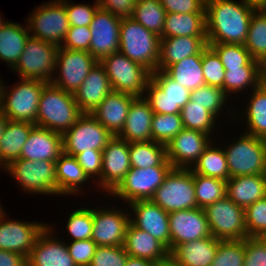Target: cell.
Listing matches in <instances>:
<instances>
[{
	"mask_svg": "<svg viewBox=\"0 0 266 266\" xmlns=\"http://www.w3.org/2000/svg\"><path fill=\"white\" fill-rule=\"evenodd\" d=\"M257 9L247 0H205L207 43L244 45Z\"/></svg>",
	"mask_w": 266,
	"mask_h": 266,
	"instance_id": "6da1fadb",
	"label": "cell"
},
{
	"mask_svg": "<svg viewBox=\"0 0 266 266\" xmlns=\"http://www.w3.org/2000/svg\"><path fill=\"white\" fill-rule=\"evenodd\" d=\"M82 115L73 94L52 83H47L43 87L38 103L36 126L63 135Z\"/></svg>",
	"mask_w": 266,
	"mask_h": 266,
	"instance_id": "7a4b0ae2",
	"label": "cell"
},
{
	"mask_svg": "<svg viewBox=\"0 0 266 266\" xmlns=\"http://www.w3.org/2000/svg\"><path fill=\"white\" fill-rule=\"evenodd\" d=\"M119 52L131 61L158 70L161 37L149 31L133 18H122L120 24Z\"/></svg>",
	"mask_w": 266,
	"mask_h": 266,
	"instance_id": "3957f363",
	"label": "cell"
},
{
	"mask_svg": "<svg viewBox=\"0 0 266 266\" xmlns=\"http://www.w3.org/2000/svg\"><path fill=\"white\" fill-rule=\"evenodd\" d=\"M7 91L4 81L1 87L0 110L9 120L24 121L36 125L38 103L43 87L47 84L39 80L19 79Z\"/></svg>",
	"mask_w": 266,
	"mask_h": 266,
	"instance_id": "277c9868",
	"label": "cell"
},
{
	"mask_svg": "<svg viewBox=\"0 0 266 266\" xmlns=\"http://www.w3.org/2000/svg\"><path fill=\"white\" fill-rule=\"evenodd\" d=\"M99 62L107 72L113 91L135 97L144 96L147 83L151 79V72L147 68L120 52L107 55Z\"/></svg>",
	"mask_w": 266,
	"mask_h": 266,
	"instance_id": "5b68a950",
	"label": "cell"
},
{
	"mask_svg": "<svg viewBox=\"0 0 266 266\" xmlns=\"http://www.w3.org/2000/svg\"><path fill=\"white\" fill-rule=\"evenodd\" d=\"M58 45L29 37L22 55L11 69L18 72L20 79L39 80L51 83L56 69Z\"/></svg>",
	"mask_w": 266,
	"mask_h": 266,
	"instance_id": "8992f818",
	"label": "cell"
},
{
	"mask_svg": "<svg viewBox=\"0 0 266 266\" xmlns=\"http://www.w3.org/2000/svg\"><path fill=\"white\" fill-rule=\"evenodd\" d=\"M223 149L229 178L266 174L265 146L262 138L244 133Z\"/></svg>",
	"mask_w": 266,
	"mask_h": 266,
	"instance_id": "52a82bcc",
	"label": "cell"
},
{
	"mask_svg": "<svg viewBox=\"0 0 266 266\" xmlns=\"http://www.w3.org/2000/svg\"><path fill=\"white\" fill-rule=\"evenodd\" d=\"M150 200L168 213L197 208L193 171L172 168Z\"/></svg>",
	"mask_w": 266,
	"mask_h": 266,
	"instance_id": "ba28073f",
	"label": "cell"
},
{
	"mask_svg": "<svg viewBox=\"0 0 266 266\" xmlns=\"http://www.w3.org/2000/svg\"><path fill=\"white\" fill-rule=\"evenodd\" d=\"M4 171H8L21 189L29 194L58 195L56 162L18 159L5 167Z\"/></svg>",
	"mask_w": 266,
	"mask_h": 266,
	"instance_id": "9c48e42d",
	"label": "cell"
},
{
	"mask_svg": "<svg viewBox=\"0 0 266 266\" xmlns=\"http://www.w3.org/2000/svg\"><path fill=\"white\" fill-rule=\"evenodd\" d=\"M190 92L164 71L156 70L151 73L144 98L154 113L180 114L183 106L190 100Z\"/></svg>",
	"mask_w": 266,
	"mask_h": 266,
	"instance_id": "30bf717a",
	"label": "cell"
},
{
	"mask_svg": "<svg viewBox=\"0 0 266 266\" xmlns=\"http://www.w3.org/2000/svg\"><path fill=\"white\" fill-rule=\"evenodd\" d=\"M33 11L26 20L31 37L60 46L70 27L64 0L44 3Z\"/></svg>",
	"mask_w": 266,
	"mask_h": 266,
	"instance_id": "8fae6325",
	"label": "cell"
},
{
	"mask_svg": "<svg viewBox=\"0 0 266 266\" xmlns=\"http://www.w3.org/2000/svg\"><path fill=\"white\" fill-rule=\"evenodd\" d=\"M210 233L220 240H242L248 237L244 209L225 196L204 208Z\"/></svg>",
	"mask_w": 266,
	"mask_h": 266,
	"instance_id": "7c38bea8",
	"label": "cell"
},
{
	"mask_svg": "<svg viewBox=\"0 0 266 266\" xmlns=\"http://www.w3.org/2000/svg\"><path fill=\"white\" fill-rule=\"evenodd\" d=\"M113 135L91 114H83L62 135L63 152L75 156L82 152L103 150Z\"/></svg>",
	"mask_w": 266,
	"mask_h": 266,
	"instance_id": "4fadbf2b",
	"label": "cell"
},
{
	"mask_svg": "<svg viewBox=\"0 0 266 266\" xmlns=\"http://www.w3.org/2000/svg\"><path fill=\"white\" fill-rule=\"evenodd\" d=\"M98 62L87 51L59 47L55 69L57 74L56 76L54 75L51 83L65 92L74 95L83 80Z\"/></svg>",
	"mask_w": 266,
	"mask_h": 266,
	"instance_id": "5bb4252c",
	"label": "cell"
},
{
	"mask_svg": "<svg viewBox=\"0 0 266 266\" xmlns=\"http://www.w3.org/2000/svg\"><path fill=\"white\" fill-rule=\"evenodd\" d=\"M172 168V166H153L143 169L131 167L111 194L128 204L137 200H150Z\"/></svg>",
	"mask_w": 266,
	"mask_h": 266,
	"instance_id": "9a60e30c",
	"label": "cell"
},
{
	"mask_svg": "<svg viewBox=\"0 0 266 266\" xmlns=\"http://www.w3.org/2000/svg\"><path fill=\"white\" fill-rule=\"evenodd\" d=\"M102 157L101 178L96 183L111 196L131 169L129 143L114 135L102 150Z\"/></svg>",
	"mask_w": 266,
	"mask_h": 266,
	"instance_id": "2e32d148",
	"label": "cell"
},
{
	"mask_svg": "<svg viewBox=\"0 0 266 266\" xmlns=\"http://www.w3.org/2000/svg\"><path fill=\"white\" fill-rule=\"evenodd\" d=\"M121 18L98 8L90 23L89 53L100 61L107 55L119 52Z\"/></svg>",
	"mask_w": 266,
	"mask_h": 266,
	"instance_id": "e0dca14e",
	"label": "cell"
},
{
	"mask_svg": "<svg viewBox=\"0 0 266 266\" xmlns=\"http://www.w3.org/2000/svg\"><path fill=\"white\" fill-rule=\"evenodd\" d=\"M210 138L201 131L184 128L166 144L167 160L173 168H192L210 145Z\"/></svg>",
	"mask_w": 266,
	"mask_h": 266,
	"instance_id": "ac0fdd59",
	"label": "cell"
},
{
	"mask_svg": "<svg viewBox=\"0 0 266 266\" xmlns=\"http://www.w3.org/2000/svg\"><path fill=\"white\" fill-rule=\"evenodd\" d=\"M93 208V229L91 240L97 246H122L130 214L116 208Z\"/></svg>",
	"mask_w": 266,
	"mask_h": 266,
	"instance_id": "d6986e66",
	"label": "cell"
},
{
	"mask_svg": "<svg viewBox=\"0 0 266 266\" xmlns=\"http://www.w3.org/2000/svg\"><path fill=\"white\" fill-rule=\"evenodd\" d=\"M170 252L179 244L211 236L203 208L169 213Z\"/></svg>",
	"mask_w": 266,
	"mask_h": 266,
	"instance_id": "ffe728a7",
	"label": "cell"
},
{
	"mask_svg": "<svg viewBox=\"0 0 266 266\" xmlns=\"http://www.w3.org/2000/svg\"><path fill=\"white\" fill-rule=\"evenodd\" d=\"M48 224L0 219V249L28 257L39 234Z\"/></svg>",
	"mask_w": 266,
	"mask_h": 266,
	"instance_id": "44dd1931",
	"label": "cell"
},
{
	"mask_svg": "<svg viewBox=\"0 0 266 266\" xmlns=\"http://www.w3.org/2000/svg\"><path fill=\"white\" fill-rule=\"evenodd\" d=\"M128 205L136 216L130 217V222L162 242L170 251L169 213L151 200H137Z\"/></svg>",
	"mask_w": 266,
	"mask_h": 266,
	"instance_id": "7402d4cb",
	"label": "cell"
},
{
	"mask_svg": "<svg viewBox=\"0 0 266 266\" xmlns=\"http://www.w3.org/2000/svg\"><path fill=\"white\" fill-rule=\"evenodd\" d=\"M51 228L47 225L39 234L27 257V266H77L66 243L54 237Z\"/></svg>",
	"mask_w": 266,
	"mask_h": 266,
	"instance_id": "603a6c76",
	"label": "cell"
},
{
	"mask_svg": "<svg viewBox=\"0 0 266 266\" xmlns=\"http://www.w3.org/2000/svg\"><path fill=\"white\" fill-rule=\"evenodd\" d=\"M62 153V134L35 125L21 149L20 159L56 162Z\"/></svg>",
	"mask_w": 266,
	"mask_h": 266,
	"instance_id": "cb8c5ba5",
	"label": "cell"
},
{
	"mask_svg": "<svg viewBox=\"0 0 266 266\" xmlns=\"http://www.w3.org/2000/svg\"><path fill=\"white\" fill-rule=\"evenodd\" d=\"M112 91L107 72L98 62L74 93V98L83 114H91Z\"/></svg>",
	"mask_w": 266,
	"mask_h": 266,
	"instance_id": "d4e9b609",
	"label": "cell"
},
{
	"mask_svg": "<svg viewBox=\"0 0 266 266\" xmlns=\"http://www.w3.org/2000/svg\"><path fill=\"white\" fill-rule=\"evenodd\" d=\"M135 96L110 92L91 115L101 123L113 136L124 128L129 108Z\"/></svg>",
	"mask_w": 266,
	"mask_h": 266,
	"instance_id": "484cf974",
	"label": "cell"
},
{
	"mask_svg": "<svg viewBox=\"0 0 266 266\" xmlns=\"http://www.w3.org/2000/svg\"><path fill=\"white\" fill-rule=\"evenodd\" d=\"M207 46V36L161 38L158 70L165 71L184 58L202 53Z\"/></svg>",
	"mask_w": 266,
	"mask_h": 266,
	"instance_id": "4316f807",
	"label": "cell"
},
{
	"mask_svg": "<svg viewBox=\"0 0 266 266\" xmlns=\"http://www.w3.org/2000/svg\"><path fill=\"white\" fill-rule=\"evenodd\" d=\"M153 114L154 112L144 96L135 97L129 108L124 128L117 136L128 143L152 141Z\"/></svg>",
	"mask_w": 266,
	"mask_h": 266,
	"instance_id": "83f0119b",
	"label": "cell"
},
{
	"mask_svg": "<svg viewBox=\"0 0 266 266\" xmlns=\"http://www.w3.org/2000/svg\"><path fill=\"white\" fill-rule=\"evenodd\" d=\"M123 247L131 257L141 258L153 263L170 255L169 249L148 232L135 227L129 222Z\"/></svg>",
	"mask_w": 266,
	"mask_h": 266,
	"instance_id": "f1b7e54d",
	"label": "cell"
},
{
	"mask_svg": "<svg viewBox=\"0 0 266 266\" xmlns=\"http://www.w3.org/2000/svg\"><path fill=\"white\" fill-rule=\"evenodd\" d=\"M220 242V239L211 235L181 243L170 252V255L180 266H211Z\"/></svg>",
	"mask_w": 266,
	"mask_h": 266,
	"instance_id": "f546056e",
	"label": "cell"
},
{
	"mask_svg": "<svg viewBox=\"0 0 266 266\" xmlns=\"http://www.w3.org/2000/svg\"><path fill=\"white\" fill-rule=\"evenodd\" d=\"M226 196L245 209L266 196V174L229 178L226 181Z\"/></svg>",
	"mask_w": 266,
	"mask_h": 266,
	"instance_id": "4dcf8cb0",
	"label": "cell"
},
{
	"mask_svg": "<svg viewBox=\"0 0 266 266\" xmlns=\"http://www.w3.org/2000/svg\"><path fill=\"white\" fill-rule=\"evenodd\" d=\"M35 124L9 120L0 139V169L20 159L21 149Z\"/></svg>",
	"mask_w": 266,
	"mask_h": 266,
	"instance_id": "1f68e13d",
	"label": "cell"
},
{
	"mask_svg": "<svg viewBox=\"0 0 266 266\" xmlns=\"http://www.w3.org/2000/svg\"><path fill=\"white\" fill-rule=\"evenodd\" d=\"M88 176L74 156L64 152L56 161V180L58 195H79L82 185L88 182Z\"/></svg>",
	"mask_w": 266,
	"mask_h": 266,
	"instance_id": "d6a6232c",
	"label": "cell"
},
{
	"mask_svg": "<svg viewBox=\"0 0 266 266\" xmlns=\"http://www.w3.org/2000/svg\"><path fill=\"white\" fill-rule=\"evenodd\" d=\"M29 29L15 22H7L0 29V59L12 69L22 55L25 44L30 37Z\"/></svg>",
	"mask_w": 266,
	"mask_h": 266,
	"instance_id": "836d02e7",
	"label": "cell"
},
{
	"mask_svg": "<svg viewBox=\"0 0 266 266\" xmlns=\"http://www.w3.org/2000/svg\"><path fill=\"white\" fill-rule=\"evenodd\" d=\"M207 36L205 13H166L161 38Z\"/></svg>",
	"mask_w": 266,
	"mask_h": 266,
	"instance_id": "e575fe53",
	"label": "cell"
},
{
	"mask_svg": "<svg viewBox=\"0 0 266 266\" xmlns=\"http://www.w3.org/2000/svg\"><path fill=\"white\" fill-rule=\"evenodd\" d=\"M164 72L190 91L205 85L202 70V53L184 58L178 63L169 66Z\"/></svg>",
	"mask_w": 266,
	"mask_h": 266,
	"instance_id": "d590c367",
	"label": "cell"
},
{
	"mask_svg": "<svg viewBox=\"0 0 266 266\" xmlns=\"http://www.w3.org/2000/svg\"><path fill=\"white\" fill-rule=\"evenodd\" d=\"M129 157L130 165L134 168L172 166L167 160L166 145L153 140L129 143Z\"/></svg>",
	"mask_w": 266,
	"mask_h": 266,
	"instance_id": "8d00e7d4",
	"label": "cell"
},
{
	"mask_svg": "<svg viewBox=\"0 0 266 266\" xmlns=\"http://www.w3.org/2000/svg\"><path fill=\"white\" fill-rule=\"evenodd\" d=\"M252 94L245 108L243 116L247 121V130L244 133L255 137H266V86L260 84L251 90Z\"/></svg>",
	"mask_w": 266,
	"mask_h": 266,
	"instance_id": "74e56055",
	"label": "cell"
},
{
	"mask_svg": "<svg viewBox=\"0 0 266 266\" xmlns=\"http://www.w3.org/2000/svg\"><path fill=\"white\" fill-rule=\"evenodd\" d=\"M217 147L213 146L211 142L190 169L195 174L227 181L229 179V169L226 155L224 149Z\"/></svg>",
	"mask_w": 266,
	"mask_h": 266,
	"instance_id": "f35d334b",
	"label": "cell"
},
{
	"mask_svg": "<svg viewBox=\"0 0 266 266\" xmlns=\"http://www.w3.org/2000/svg\"><path fill=\"white\" fill-rule=\"evenodd\" d=\"M253 60L266 58V9L258 8L252 15L244 44Z\"/></svg>",
	"mask_w": 266,
	"mask_h": 266,
	"instance_id": "ab89813d",
	"label": "cell"
},
{
	"mask_svg": "<svg viewBox=\"0 0 266 266\" xmlns=\"http://www.w3.org/2000/svg\"><path fill=\"white\" fill-rule=\"evenodd\" d=\"M217 53L225 70L229 68H260V62L253 60L242 44L208 43Z\"/></svg>",
	"mask_w": 266,
	"mask_h": 266,
	"instance_id": "60d3db41",
	"label": "cell"
},
{
	"mask_svg": "<svg viewBox=\"0 0 266 266\" xmlns=\"http://www.w3.org/2000/svg\"><path fill=\"white\" fill-rule=\"evenodd\" d=\"M166 10L159 0H137L133 11V19L149 31L162 36Z\"/></svg>",
	"mask_w": 266,
	"mask_h": 266,
	"instance_id": "b9f144b4",
	"label": "cell"
},
{
	"mask_svg": "<svg viewBox=\"0 0 266 266\" xmlns=\"http://www.w3.org/2000/svg\"><path fill=\"white\" fill-rule=\"evenodd\" d=\"M196 203L199 208L215 203L226 196V181L193 172Z\"/></svg>",
	"mask_w": 266,
	"mask_h": 266,
	"instance_id": "7bdbcfd3",
	"label": "cell"
},
{
	"mask_svg": "<svg viewBox=\"0 0 266 266\" xmlns=\"http://www.w3.org/2000/svg\"><path fill=\"white\" fill-rule=\"evenodd\" d=\"M260 84V68H229L225 71L224 92L227 96L248 90V88L253 90Z\"/></svg>",
	"mask_w": 266,
	"mask_h": 266,
	"instance_id": "ee69618b",
	"label": "cell"
},
{
	"mask_svg": "<svg viewBox=\"0 0 266 266\" xmlns=\"http://www.w3.org/2000/svg\"><path fill=\"white\" fill-rule=\"evenodd\" d=\"M183 126L186 129L198 130L211 136L216 118L210 111L189 100L181 109ZM216 118V119H215ZM213 130V131H212Z\"/></svg>",
	"mask_w": 266,
	"mask_h": 266,
	"instance_id": "f6af8a7d",
	"label": "cell"
},
{
	"mask_svg": "<svg viewBox=\"0 0 266 266\" xmlns=\"http://www.w3.org/2000/svg\"><path fill=\"white\" fill-rule=\"evenodd\" d=\"M183 129L181 114H153L151 134L154 142L166 145Z\"/></svg>",
	"mask_w": 266,
	"mask_h": 266,
	"instance_id": "bcb514c9",
	"label": "cell"
},
{
	"mask_svg": "<svg viewBox=\"0 0 266 266\" xmlns=\"http://www.w3.org/2000/svg\"><path fill=\"white\" fill-rule=\"evenodd\" d=\"M190 100L218 117L228 99L222 88L205 84L190 92Z\"/></svg>",
	"mask_w": 266,
	"mask_h": 266,
	"instance_id": "7dc6e473",
	"label": "cell"
},
{
	"mask_svg": "<svg viewBox=\"0 0 266 266\" xmlns=\"http://www.w3.org/2000/svg\"><path fill=\"white\" fill-rule=\"evenodd\" d=\"M245 239L221 240L211 266H243Z\"/></svg>",
	"mask_w": 266,
	"mask_h": 266,
	"instance_id": "c3c4849f",
	"label": "cell"
},
{
	"mask_svg": "<svg viewBox=\"0 0 266 266\" xmlns=\"http://www.w3.org/2000/svg\"><path fill=\"white\" fill-rule=\"evenodd\" d=\"M93 229V209L80 208L74 210L66 224V230L71 236L72 241H80L92 238Z\"/></svg>",
	"mask_w": 266,
	"mask_h": 266,
	"instance_id": "681fc988",
	"label": "cell"
},
{
	"mask_svg": "<svg viewBox=\"0 0 266 266\" xmlns=\"http://www.w3.org/2000/svg\"><path fill=\"white\" fill-rule=\"evenodd\" d=\"M202 70L206 85L220 87L224 91L226 70L217 53L209 45L202 52Z\"/></svg>",
	"mask_w": 266,
	"mask_h": 266,
	"instance_id": "f907efd6",
	"label": "cell"
},
{
	"mask_svg": "<svg viewBox=\"0 0 266 266\" xmlns=\"http://www.w3.org/2000/svg\"><path fill=\"white\" fill-rule=\"evenodd\" d=\"M248 237H257L266 229V196L244 209Z\"/></svg>",
	"mask_w": 266,
	"mask_h": 266,
	"instance_id": "816d5d0a",
	"label": "cell"
},
{
	"mask_svg": "<svg viewBox=\"0 0 266 266\" xmlns=\"http://www.w3.org/2000/svg\"><path fill=\"white\" fill-rule=\"evenodd\" d=\"M122 246H97L90 266H125L128 258Z\"/></svg>",
	"mask_w": 266,
	"mask_h": 266,
	"instance_id": "f5cc1de1",
	"label": "cell"
},
{
	"mask_svg": "<svg viewBox=\"0 0 266 266\" xmlns=\"http://www.w3.org/2000/svg\"><path fill=\"white\" fill-rule=\"evenodd\" d=\"M64 7L67 12L68 22L70 27L74 26H90L94 15L99 8L97 0L94 5L91 4H76L68 0H64Z\"/></svg>",
	"mask_w": 266,
	"mask_h": 266,
	"instance_id": "db71d44e",
	"label": "cell"
},
{
	"mask_svg": "<svg viewBox=\"0 0 266 266\" xmlns=\"http://www.w3.org/2000/svg\"><path fill=\"white\" fill-rule=\"evenodd\" d=\"M91 37L90 26L69 27L66 37L60 47L89 52Z\"/></svg>",
	"mask_w": 266,
	"mask_h": 266,
	"instance_id": "11a10c76",
	"label": "cell"
},
{
	"mask_svg": "<svg viewBox=\"0 0 266 266\" xmlns=\"http://www.w3.org/2000/svg\"><path fill=\"white\" fill-rule=\"evenodd\" d=\"M66 245L70 256L77 266L91 264L97 247L91 239L72 241Z\"/></svg>",
	"mask_w": 266,
	"mask_h": 266,
	"instance_id": "9f6ffc18",
	"label": "cell"
},
{
	"mask_svg": "<svg viewBox=\"0 0 266 266\" xmlns=\"http://www.w3.org/2000/svg\"><path fill=\"white\" fill-rule=\"evenodd\" d=\"M85 174L91 180V177L101 178L102 169V150L91 149V151L82 152L74 156Z\"/></svg>",
	"mask_w": 266,
	"mask_h": 266,
	"instance_id": "6f0895ef",
	"label": "cell"
},
{
	"mask_svg": "<svg viewBox=\"0 0 266 266\" xmlns=\"http://www.w3.org/2000/svg\"><path fill=\"white\" fill-rule=\"evenodd\" d=\"M243 266H266V244L257 237L245 238V262Z\"/></svg>",
	"mask_w": 266,
	"mask_h": 266,
	"instance_id": "680465c9",
	"label": "cell"
},
{
	"mask_svg": "<svg viewBox=\"0 0 266 266\" xmlns=\"http://www.w3.org/2000/svg\"><path fill=\"white\" fill-rule=\"evenodd\" d=\"M166 13H205V0H159Z\"/></svg>",
	"mask_w": 266,
	"mask_h": 266,
	"instance_id": "91938a15",
	"label": "cell"
},
{
	"mask_svg": "<svg viewBox=\"0 0 266 266\" xmlns=\"http://www.w3.org/2000/svg\"><path fill=\"white\" fill-rule=\"evenodd\" d=\"M137 0H97L100 8L119 18H132Z\"/></svg>",
	"mask_w": 266,
	"mask_h": 266,
	"instance_id": "94428289",
	"label": "cell"
},
{
	"mask_svg": "<svg viewBox=\"0 0 266 266\" xmlns=\"http://www.w3.org/2000/svg\"><path fill=\"white\" fill-rule=\"evenodd\" d=\"M0 266H27V257L23 254L0 249Z\"/></svg>",
	"mask_w": 266,
	"mask_h": 266,
	"instance_id": "6125c7cd",
	"label": "cell"
},
{
	"mask_svg": "<svg viewBox=\"0 0 266 266\" xmlns=\"http://www.w3.org/2000/svg\"><path fill=\"white\" fill-rule=\"evenodd\" d=\"M125 266H154V263L145 259L128 256Z\"/></svg>",
	"mask_w": 266,
	"mask_h": 266,
	"instance_id": "be15d7a7",
	"label": "cell"
},
{
	"mask_svg": "<svg viewBox=\"0 0 266 266\" xmlns=\"http://www.w3.org/2000/svg\"><path fill=\"white\" fill-rule=\"evenodd\" d=\"M154 266H180V265L171 255H169L165 259L155 262Z\"/></svg>",
	"mask_w": 266,
	"mask_h": 266,
	"instance_id": "e7e4bbea",
	"label": "cell"
},
{
	"mask_svg": "<svg viewBox=\"0 0 266 266\" xmlns=\"http://www.w3.org/2000/svg\"><path fill=\"white\" fill-rule=\"evenodd\" d=\"M8 122V118L5 116V114L0 110V139L3 135V132L5 130L6 123Z\"/></svg>",
	"mask_w": 266,
	"mask_h": 266,
	"instance_id": "03108f58",
	"label": "cell"
},
{
	"mask_svg": "<svg viewBox=\"0 0 266 266\" xmlns=\"http://www.w3.org/2000/svg\"><path fill=\"white\" fill-rule=\"evenodd\" d=\"M254 7L266 9V0H247Z\"/></svg>",
	"mask_w": 266,
	"mask_h": 266,
	"instance_id": "003e7915",
	"label": "cell"
},
{
	"mask_svg": "<svg viewBox=\"0 0 266 266\" xmlns=\"http://www.w3.org/2000/svg\"><path fill=\"white\" fill-rule=\"evenodd\" d=\"M261 82H266V58L260 63Z\"/></svg>",
	"mask_w": 266,
	"mask_h": 266,
	"instance_id": "a7ac6f4b",
	"label": "cell"
},
{
	"mask_svg": "<svg viewBox=\"0 0 266 266\" xmlns=\"http://www.w3.org/2000/svg\"><path fill=\"white\" fill-rule=\"evenodd\" d=\"M257 238L266 244V229L259 236H257Z\"/></svg>",
	"mask_w": 266,
	"mask_h": 266,
	"instance_id": "89a4df30",
	"label": "cell"
},
{
	"mask_svg": "<svg viewBox=\"0 0 266 266\" xmlns=\"http://www.w3.org/2000/svg\"><path fill=\"white\" fill-rule=\"evenodd\" d=\"M7 22L8 21L4 20L2 16H0V29H2Z\"/></svg>",
	"mask_w": 266,
	"mask_h": 266,
	"instance_id": "2644e50d",
	"label": "cell"
},
{
	"mask_svg": "<svg viewBox=\"0 0 266 266\" xmlns=\"http://www.w3.org/2000/svg\"><path fill=\"white\" fill-rule=\"evenodd\" d=\"M3 207L1 206V204H0V219L1 218H3L5 215H6V213H4V212H6V211H3L4 209H2Z\"/></svg>",
	"mask_w": 266,
	"mask_h": 266,
	"instance_id": "8c879c8a",
	"label": "cell"
},
{
	"mask_svg": "<svg viewBox=\"0 0 266 266\" xmlns=\"http://www.w3.org/2000/svg\"><path fill=\"white\" fill-rule=\"evenodd\" d=\"M263 142H264V146H265V156H266V137H263Z\"/></svg>",
	"mask_w": 266,
	"mask_h": 266,
	"instance_id": "753ad0ef",
	"label": "cell"
},
{
	"mask_svg": "<svg viewBox=\"0 0 266 266\" xmlns=\"http://www.w3.org/2000/svg\"><path fill=\"white\" fill-rule=\"evenodd\" d=\"M2 80L0 79V96H1Z\"/></svg>",
	"mask_w": 266,
	"mask_h": 266,
	"instance_id": "34e18365",
	"label": "cell"
},
{
	"mask_svg": "<svg viewBox=\"0 0 266 266\" xmlns=\"http://www.w3.org/2000/svg\"><path fill=\"white\" fill-rule=\"evenodd\" d=\"M262 85L266 86V82H261Z\"/></svg>",
	"mask_w": 266,
	"mask_h": 266,
	"instance_id": "11e5206c",
	"label": "cell"
}]
</instances>
